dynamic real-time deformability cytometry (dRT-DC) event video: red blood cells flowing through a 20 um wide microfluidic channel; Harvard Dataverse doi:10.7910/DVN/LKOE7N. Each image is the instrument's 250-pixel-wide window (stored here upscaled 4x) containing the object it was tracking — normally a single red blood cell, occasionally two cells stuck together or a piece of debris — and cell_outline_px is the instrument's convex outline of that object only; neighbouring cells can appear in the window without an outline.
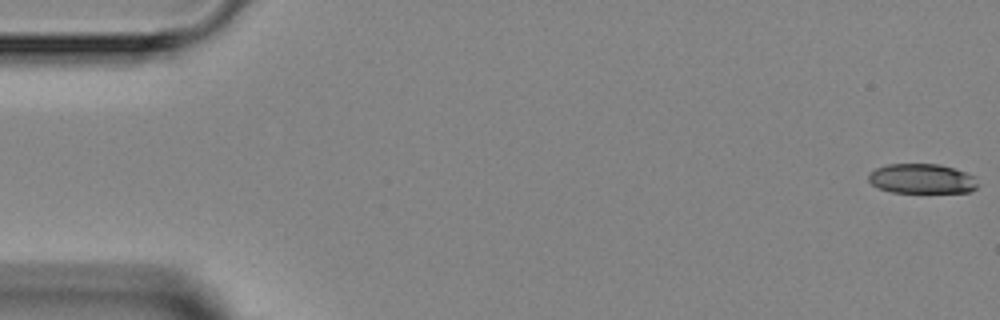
{"species": "Egyptian fruit bat (a non-hibernating species)", "species_latin": "Rousettus aegyptiacus", "temperature_condition": "room temperature", "stored_images_in_passage": 3, "camera_frame_rate_fps": 3000, "um_per_image_px": 0.085, "animal": {"sex": "female"}, "frame": {"image": 1, "passage_image": 1, "time_ms": 0.0, "image_size_px": [1000, 320], "cell_outline_px": [[980, 184], [976, 188], [968, 192], [892, 192], [880, 188], [872, 184], [868, 180], [868, 172], [876, 168], [888, 164], [940, 164], [964, 172], [972, 176]], "centroid_in_image_um": [78.33, 15.19], "position_along_channel_um": 6.7, "area_um2": 18.84}}